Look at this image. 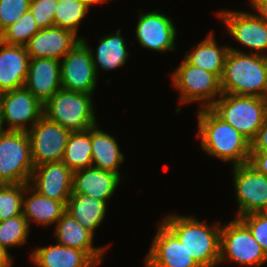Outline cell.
Here are the masks:
<instances>
[{
    "mask_svg": "<svg viewBox=\"0 0 267 267\" xmlns=\"http://www.w3.org/2000/svg\"><path fill=\"white\" fill-rule=\"evenodd\" d=\"M197 138L208 155L232 165L249 163L251 143L210 108H198Z\"/></svg>",
    "mask_w": 267,
    "mask_h": 267,
    "instance_id": "cell-1",
    "label": "cell"
},
{
    "mask_svg": "<svg viewBox=\"0 0 267 267\" xmlns=\"http://www.w3.org/2000/svg\"><path fill=\"white\" fill-rule=\"evenodd\" d=\"M229 49L221 77L222 93L267 99V56Z\"/></svg>",
    "mask_w": 267,
    "mask_h": 267,
    "instance_id": "cell-2",
    "label": "cell"
},
{
    "mask_svg": "<svg viewBox=\"0 0 267 267\" xmlns=\"http://www.w3.org/2000/svg\"><path fill=\"white\" fill-rule=\"evenodd\" d=\"M161 222L180 240L201 267H216L220 258L221 225L209 226L193 216L172 213Z\"/></svg>",
    "mask_w": 267,
    "mask_h": 267,
    "instance_id": "cell-3",
    "label": "cell"
},
{
    "mask_svg": "<svg viewBox=\"0 0 267 267\" xmlns=\"http://www.w3.org/2000/svg\"><path fill=\"white\" fill-rule=\"evenodd\" d=\"M210 109L251 143L267 118V99L222 93Z\"/></svg>",
    "mask_w": 267,
    "mask_h": 267,
    "instance_id": "cell-4",
    "label": "cell"
},
{
    "mask_svg": "<svg viewBox=\"0 0 267 267\" xmlns=\"http://www.w3.org/2000/svg\"><path fill=\"white\" fill-rule=\"evenodd\" d=\"M92 94L59 89L44 105L43 115L71 132L97 125Z\"/></svg>",
    "mask_w": 267,
    "mask_h": 267,
    "instance_id": "cell-5",
    "label": "cell"
},
{
    "mask_svg": "<svg viewBox=\"0 0 267 267\" xmlns=\"http://www.w3.org/2000/svg\"><path fill=\"white\" fill-rule=\"evenodd\" d=\"M34 165L25 131H0V184L29 183Z\"/></svg>",
    "mask_w": 267,
    "mask_h": 267,
    "instance_id": "cell-6",
    "label": "cell"
},
{
    "mask_svg": "<svg viewBox=\"0 0 267 267\" xmlns=\"http://www.w3.org/2000/svg\"><path fill=\"white\" fill-rule=\"evenodd\" d=\"M171 75L173 87L180 93L181 104L198 101L201 109L210 108L222 95L221 79L190 64L185 58Z\"/></svg>",
    "mask_w": 267,
    "mask_h": 267,
    "instance_id": "cell-7",
    "label": "cell"
},
{
    "mask_svg": "<svg viewBox=\"0 0 267 267\" xmlns=\"http://www.w3.org/2000/svg\"><path fill=\"white\" fill-rule=\"evenodd\" d=\"M226 260L244 267H259L267 262L261 245L239 218L221 226L219 263Z\"/></svg>",
    "mask_w": 267,
    "mask_h": 267,
    "instance_id": "cell-8",
    "label": "cell"
},
{
    "mask_svg": "<svg viewBox=\"0 0 267 267\" xmlns=\"http://www.w3.org/2000/svg\"><path fill=\"white\" fill-rule=\"evenodd\" d=\"M42 116L43 104L27 88L21 87L0 93L2 130L27 132Z\"/></svg>",
    "mask_w": 267,
    "mask_h": 267,
    "instance_id": "cell-9",
    "label": "cell"
},
{
    "mask_svg": "<svg viewBox=\"0 0 267 267\" xmlns=\"http://www.w3.org/2000/svg\"><path fill=\"white\" fill-rule=\"evenodd\" d=\"M84 37L60 60L61 87L65 90L94 94L98 75Z\"/></svg>",
    "mask_w": 267,
    "mask_h": 267,
    "instance_id": "cell-10",
    "label": "cell"
},
{
    "mask_svg": "<svg viewBox=\"0 0 267 267\" xmlns=\"http://www.w3.org/2000/svg\"><path fill=\"white\" fill-rule=\"evenodd\" d=\"M233 186L237 203V216L254 212H267V176L251 164L233 166Z\"/></svg>",
    "mask_w": 267,
    "mask_h": 267,
    "instance_id": "cell-11",
    "label": "cell"
},
{
    "mask_svg": "<svg viewBox=\"0 0 267 267\" xmlns=\"http://www.w3.org/2000/svg\"><path fill=\"white\" fill-rule=\"evenodd\" d=\"M27 133L34 167L47 162L62 161L71 131L43 115Z\"/></svg>",
    "mask_w": 267,
    "mask_h": 267,
    "instance_id": "cell-12",
    "label": "cell"
},
{
    "mask_svg": "<svg viewBox=\"0 0 267 267\" xmlns=\"http://www.w3.org/2000/svg\"><path fill=\"white\" fill-rule=\"evenodd\" d=\"M216 15L236 42L248 47L251 54L267 56V23L255 13L223 9Z\"/></svg>",
    "mask_w": 267,
    "mask_h": 267,
    "instance_id": "cell-13",
    "label": "cell"
},
{
    "mask_svg": "<svg viewBox=\"0 0 267 267\" xmlns=\"http://www.w3.org/2000/svg\"><path fill=\"white\" fill-rule=\"evenodd\" d=\"M135 32L141 47L158 52L176 51L177 29L173 19L158 10L144 13L139 10Z\"/></svg>",
    "mask_w": 267,
    "mask_h": 267,
    "instance_id": "cell-14",
    "label": "cell"
},
{
    "mask_svg": "<svg viewBox=\"0 0 267 267\" xmlns=\"http://www.w3.org/2000/svg\"><path fill=\"white\" fill-rule=\"evenodd\" d=\"M159 223L144 258L145 267H201L180 240L162 222Z\"/></svg>",
    "mask_w": 267,
    "mask_h": 267,
    "instance_id": "cell-15",
    "label": "cell"
},
{
    "mask_svg": "<svg viewBox=\"0 0 267 267\" xmlns=\"http://www.w3.org/2000/svg\"><path fill=\"white\" fill-rule=\"evenodd\" d=\"M73 171L62 161L35 166L29 185L52 200L67 202L72 194Z\"/></svg>",
    "mask_w": 267,
    "mask_h": 267,
    "instance_id": "cell-16",
    "label": "cell"
},
{
    "mask_svg": "<svg viewBox=\"0 0 267 267\" xmlns=\"http://www.w3.org/2000/svg\"><path fill=\"white\" fill-rule=\"evenodd\" d=\"M82 37L61 27L40 29L25 45L30 58H50L60 61Z\"/></svg>",
    "mask_w": 267,
    "mask_h": 267,
    "instance_id": "cell-17",
    "label": "cell"
},
{
    "mask_svg": "<svg viewBox=\"0 0 267 267\" xmlns=\"http://www.w3.org/2000/svg\"><path fill=\"white\" fill-rule=\"evenodd\" d=\"M24 87L44 105L62 88L60 61L50 58H31Z\"/></svg>",
    "mask_w": 267,
    "mask_h": 267,
    "instance_id": "cell-18",
    "label": "cell"
},
{
    "mask_svg": "<svg viewBox=\"0 0 267 267\" xmlns=\"http://www.w3.org/2000/svg\"><path fill=\"white\" fill-rule=\"evenodd\" d=\"M121 179L114 172L94 166L78 169L73 171L72 193H83L108 203Z\"/></svg>",
    "mask_w": 267,
    "mask_h": 267,
    "instance_id": "cell-19",
    "label": "cell"
},
{
    "mask_svg": "<svg viewBox=\"0 0 267 267\" xmlns=\"http://www.w3.org/2000/svg\"><path fill=\"white\" fill-rule=\"evenodd\" d=\"M30 59L25 46L0 40V93L24 87Z\"/></svg>",
    "mask_w": 267,
    "mask_h": 267,
    "instance_id": "cell-20",
    "label": "cell"
},
{
    "mask_svg": "<svg viewBox=\"0 0 267 267\" xmlns=\"http://www.w3.org/2000/svg\"><path fill=\"white\" fill-rule=\"evenodd\" d=\"M57 243L62 246L85 251L98 265L104 257L106 246L93 247L94 235L84 228L69 213L65 212L55 224L53 233Z\"/></svg>",
    "mask_w": 267,
    "mask_h": 267,
    "instance_id": "cell-21",
    "label": "cell"
},
{
    "mask_svg": "<svg viewBox=\"0 0 267 267\" xmlns=\"http://www.w3.org/2000/svg\"><path fill=\"white\" fill-rule=\"evenodd\" d=\"M35 267H97V263L83 250L59 243L36 248L31 253Z\"/></svg>",
    "mask_w": 267,
    "mask_h": 267,
    "instance_id": "cell-22",
    "label": "cell"
},
{
    "mask_svg": "<svg viewBox=\"0 0 267 267\" xmlns=\"http://www.w3.org/2000/svg\"><path fill=\"white\" fill-rule=\"evenodd\" d=\"M66 203L47 198L28 184L23 196L22 214L27 219L29 227L32 221L48 227L55 225L66 212Z\"/></svg>",
    "mask_w": 267,
    "mask_h": 267,
    "instance_id": "cell-23",
    "label": "cell"
},
{
    "mask_svg": "<svg viewBox=\"0 0 267 267\" xmlns=\"http://www.w3.org/2000/svg\"><path fill=\"white\" fill-rule=\"evenodd\" d=\"M92 166L114 172L120 177L119 167L124 162V154L116 138L97 125L91 127Z\"/></svg>",
    "mask_w": 267,
    "mask_h": 267,
    "instance_id": "cell-24",
    "label": "cell"
},
{
    "mask_svg": "<svg viewBox=\"0 0 267 267\" xmlns=\"http://www.w3.org/2000/svg\"><path fill=\"white\" fill-rule=\"evenodd\" d=\"M213 30L200 41L196 48L185 51V58L190 64L216 74L220 79L224 71V65L229 46L218 47Z\"/></svg>",
    "mask_w": 267,
    "mask_h": 267,
    "instance_id": "cell-25",
    "label": "cell"
},
{
    "mask_svg": "<svg viewBox=\"0 0 267 267\" xmlns=\"http://www.w3.org/2000/svg\"><path fill=\"white\" fill-rule=\"evenodd\" d=\"M124 40V37L121 35V29H117L115 34L111 33L100 38L95 53L90 49L98 76V68L111 71L125 65L130 54L127 51V45Z\"/></svg>",
    "mask_w": 267,
    "mask_h": 267,
    "instance_id": "cell-26",
    "label": "cell"
},
{
    "mask_svg": "<svg viewBox=\"0 0 267 267\" xmlns=\"http://www.w3.org/2000/svg\"><path fill=\"white\" fill-rule=\"evenodd\" d=\"M107 205L89 195L72 193L66 203V212L94 235L106 216Z\"/></svg>",
    "mask_w": 267,
    "mask_h": 267,
    "instance_id": "cell-27",
    "label": "cell"
},
{
    "mask_svg": "<svg viewBox=\"0 0 267 267\" xmlns=\"http://www.w3.org/2000/svg\"><path fill=\"white\" fill-rule=\"evenodd\" d=\"M108 2L107 0H57L54 13V26L78 34L79 25L94 4Z\"/></svg>",
    "mask_w": 267,
    "mask_h": 267,
    "instance_id": "cell-28",
    "label": "cell"
},
{
    "mask_svg": "<svg viewBox=\"0 0 267 267\" xmlns=\"http://www.w3.org/2000/svg\"><path fill=\"white\" fill-rule=\"evenodd\" d=\"M91 128L71 132L62 162L72 171L92 166Z\"/></svg>",
    "mask_w": 267,
    "mask_h": 267,
    "instance_id": "cell-29",
    "label": "cell"
},
{
    "mask_svg": "<svg viewBox=\"0 0 267 267\" xmlns=\"http://www.w3.org/2000/svg\"><path fill=\"white\" fill-rule=\"evenodd\" d=\"M31 228L27 219L21 215L0 222V245L7 251L10 247H22L26 244Z\"/></svg>",
    "mask_w": 267,
    "mask_h": 267,
    "instance_id": "cell-30",
    "label": "cell"
},
{
    "mask_svg": "<svg viewBox=\"0 0 267 267\" xmlns=\"http://www.w3.org/2000/svg\"><path fill=\"white\" fill-rule=\"evenodd\" d=\"M28 184H0V222L22 214L23 196Z\"/></svg>",
    "mask_w": 267,
    "mask_h": 267,
    "instance_id": "cell-31",
    "label": "cell"
},
{
    "mask_svg": "<svg viewBox=\"0 0 267 267\" xmlns=\"http://www.w3.org/2000/svg\"><path fill=\"white\" fill-rule=\"evenodd\" d=\"M40 30L32 13L28 10L14 24L7 27L0 40L8 45L25 46L32 36Z\"/></svg>",
    "mask_w": 267,
    "mask_h": 267,
    "instance_id": "cell-32",
    "label": "cell"
},
{
    "mask_svg": "<svg viewBox=\"0 0 267 267\" xmlns=\"http://www.w3.org/2000/svg\"><path fill=\"white\" fill-rule=\"evenodd\" d=\"M31 0H0V36L29 10Z\"/></svg>",
    "mask_w": 267,
    "mask_h": 267,
    "instance_id": "cell-33",
    "label": "cell"
},
{
    "mask_svg": "<svg viewBox=\"0 0 267 267\" xmlns=\"http://www.w3.org/2000/svg\"><path fill=\"white\" fill-rule=\"evenodd\" d=\"M239 219L248 227L267 255V212L249 213Z\"/></svg>",
    "mask_w": 267,
    "mask_h": 267,
    "instance_id": "cell-34",
    "label": "cell"
},
{
    "mask_svg": "<svg viewBox=\"0 0 267 267\" xmlns=\"http://www.w3.org/2000/svg\"><path fill=\"white\" fill-rule=\"evenodd\" d=\"M57 0H31L29 11L40 29L54 26Z\"/></svg>",
    "mask_w": 267,
    "mask_h": 267,
    "instance_id": "cell-35",
    "label": "cell"
},
{
    "mask_svg": "<svg viewBox=\"0 0 267 267\" xmlns=\"http://www.w3.org/2000/svg\"><path fill=\"white\" fill-rule=\"evenodd\" d=\"M251 152H267V118L251 142Z\"/></svg>",
    "mask_w": 267,
    "mask_h": 267,
    "instance_id": "cell-36",
    "label": "cell"
},
{
    "mask_svg": "<svg viewBox=\"0 0 267 267\" xmlns=\"http://www.w3.org/2000/svg\"><path fill=\"white\" fill-rule=\"evenodd\" d=\"M249 164L259 173L267 176V152H251Z\"/></svg>",
    "mask_w": 267,
    "mask_h": 267,
    "instance_id": "cell-37",
    "label": "cell"
},
{
    "mask_svg": "<svg viewBox=\"0 0 267 267\" xmlns=\"http://www.w3.org/2000/svg\"><path fill=\"white\" fill-rule=\"evenodd\" d=\"M250 5L255 14L267 23V0H250Z\"/></svg>",
    "mask_w": 267,
    "mask_h": 267,
    "instance_id": "cell-38",
    "label": "cell"
},
{
    "mask_svg": "<svg viewBox=\"0 0 267 267\" xmlns=\"http://www.w3.org/2000/svg\"><path fill=\"white\" fill-rule=\"evenodd\" d=\"M12 256L0 245V267H12Z\"/></svg>",
    "mask_w": 267,
    "mask_h": 267,
    "instance_id": "cell-39",
    "label": "cell"
}]
</instances>
